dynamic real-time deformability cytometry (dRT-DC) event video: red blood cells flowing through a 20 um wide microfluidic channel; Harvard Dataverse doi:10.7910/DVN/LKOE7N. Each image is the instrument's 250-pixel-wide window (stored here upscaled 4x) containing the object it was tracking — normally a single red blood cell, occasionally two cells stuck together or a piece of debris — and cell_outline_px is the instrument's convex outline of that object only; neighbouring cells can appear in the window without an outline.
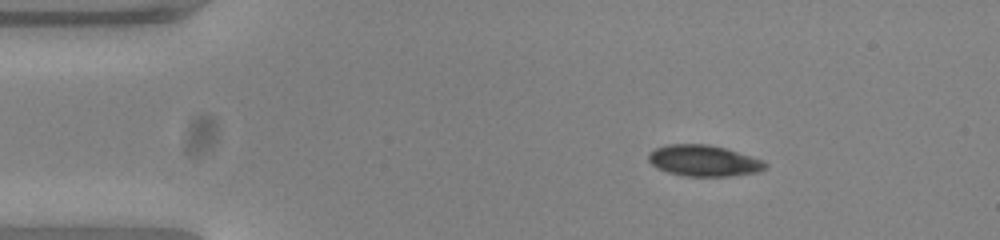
{"species": "common noctule bat (a hibernating species)", "species_latin": "Nyctalus noctula", "temperature_condition": "warm", "stored_images_in_passage": 46, "camera_frame_rate_fps": 3000, "um_per_image_px": 0.085, "animal": {"sex": "female", "body_mass_g": 23.0, "forearm_length_mm": 53.4}, "frame": {"image": 1, "passage_image": 1, "time_ms": 0.0, "image_size_px": [1000, 240], "cell_outline_px": [[768, 168], [756, 172], [728, 176], [684, 176], [668, 172], [656, 168], [648, 160], [648, 152], [656, 148], [668, 144], [708, 144], [724, 148], [764, 160], [768, 164]], "centroid_in_image_um": [59.81, 13.66], "position_along_channel_um": 25.2, "area_um2": 21.21}}
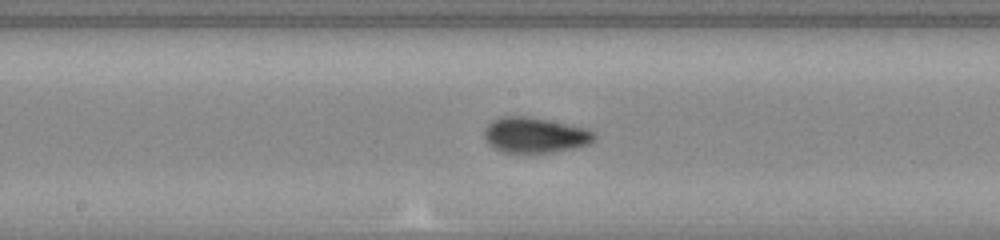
{"frame": {"image": 2, "passage_image": 20, "time_ms": 6.333, "image_size_px": [1000, 240], "cell_outline_px": [[596, 136], [588, 144], [572, 148], [552, 152], [504, 152], [496, 148], [484, 136], [484, 132], [488, 124], [492, 120], [500, 116], [528, 116], [584, 128], [596, 132]], "centroid_in_image_um": [45.47, 11.47], "position_along_channel_um": 202.7, "area_um2": 22.2}}
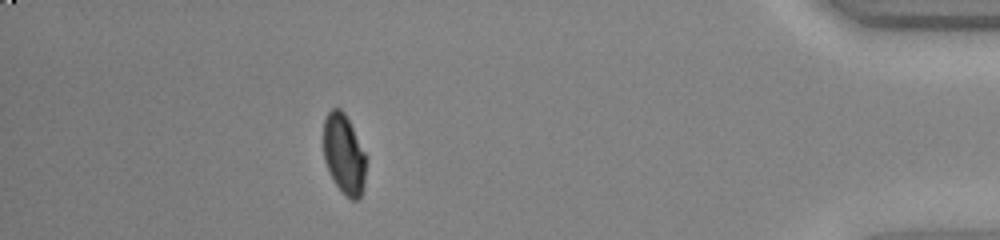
{"frame": {"image": 3, "passage_image": 40, "time_ms": 13.0, "image_size_px": [1000, 240], "cell_outline_px": [[368, 160], [364, 188], [360, 200], [352, 200], [344, 196], [328, 172], [324, 160], [324, 120], [328, 112], [332, 108], [340, 108], [344, 112], [368, 156]], "centroid_in_image_um": [29.28, 13.16], "position_along_channel_um": 405.9, "area_um2": 20.52}, "authors_computed_cell_mechanics": {"area_um2": 21.2126, "velocity_mm_per_s": 3.8532, "shape_relaxation_time_tau1_ms": 5.092, "shape_relaxation_time_tau2_ms": null, "deformation_change_tau1": 0.1564, "deformation_change_tau2": null}}